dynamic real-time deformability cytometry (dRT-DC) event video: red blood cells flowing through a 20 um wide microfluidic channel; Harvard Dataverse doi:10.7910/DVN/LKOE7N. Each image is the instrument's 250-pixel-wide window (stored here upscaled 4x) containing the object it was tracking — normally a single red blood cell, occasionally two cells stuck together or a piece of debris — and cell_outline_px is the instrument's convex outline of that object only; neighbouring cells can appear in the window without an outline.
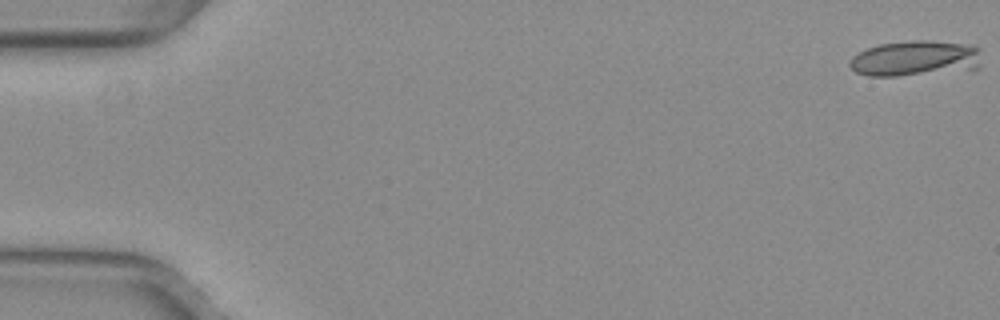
{"species": "common noctule bat (a hibernating species)", "species_latin": "Nyctalus noctula", "temperature_condition": "warm", "stored_images_in_passage": 8, "camera_frame_rate_fps": 3000, "um_per_image_px": 0.085, "animal": {"sex": "female", "body_mass_g": 29.2, "forearm_length_mm": 56.3}, "frame": {"image": 1, "passage_image": 1, "time_ms": 0.0, "image_size_px": [1000, 320], "cell_outline_px": [[980, 68], [896, 76], [868, 76], [856, 72], [848, 64], [848, 60], [852, 56], [868, 48], [880, 44], [912, 40], [932, 40], [972, 44], [980, 48]], "centroid_in_image_um": [77.81, 4.94], "position_along_channel_um": 7.2, "area_um2": 27.46}}